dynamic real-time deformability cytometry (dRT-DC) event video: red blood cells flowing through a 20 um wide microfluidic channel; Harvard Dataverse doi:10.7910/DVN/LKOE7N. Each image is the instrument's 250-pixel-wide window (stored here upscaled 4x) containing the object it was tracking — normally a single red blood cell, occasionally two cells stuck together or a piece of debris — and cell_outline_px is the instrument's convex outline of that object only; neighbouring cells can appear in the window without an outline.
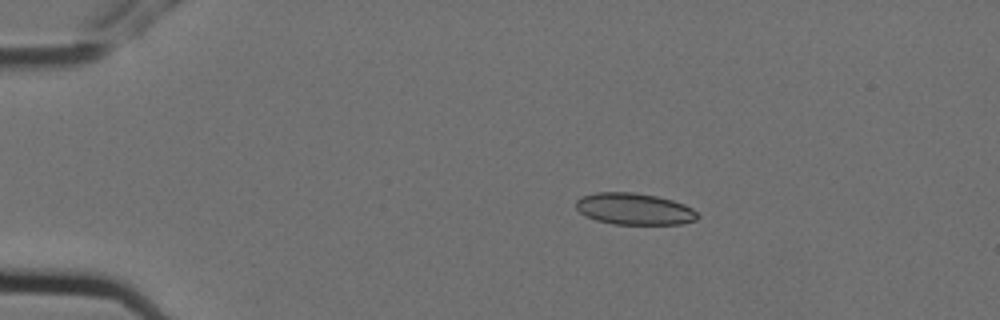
{"species": "Egyptian fruit bat (a non-hibernating species)", "species_latin": "Rousettus aegyptiacus", "temperature_condition": "cold", "stored_images_in_passage": 3, "camera_frame_rate_fps": 3000, "um_per_image_px": 0.085, "animal": {"sex": "female"}, "frame": {"image": 1, "passage_image": 1, "time_ms": 0.0, "image_size_px": [1000, 320], "cell_outline_px": [[700, 216], [696, 220], [680, 224], [612, 224], [596, 220], [584, 216], [576, 208], [576, 200], [580, 196], [596, 192], [632, 192], [656, 196], [672, 200], [684, 204], [692, 208]], "centroid_in_image_um": [53.89, 17.76], "position_along_channel_um": 31.1, "area_um2": 22.54}}